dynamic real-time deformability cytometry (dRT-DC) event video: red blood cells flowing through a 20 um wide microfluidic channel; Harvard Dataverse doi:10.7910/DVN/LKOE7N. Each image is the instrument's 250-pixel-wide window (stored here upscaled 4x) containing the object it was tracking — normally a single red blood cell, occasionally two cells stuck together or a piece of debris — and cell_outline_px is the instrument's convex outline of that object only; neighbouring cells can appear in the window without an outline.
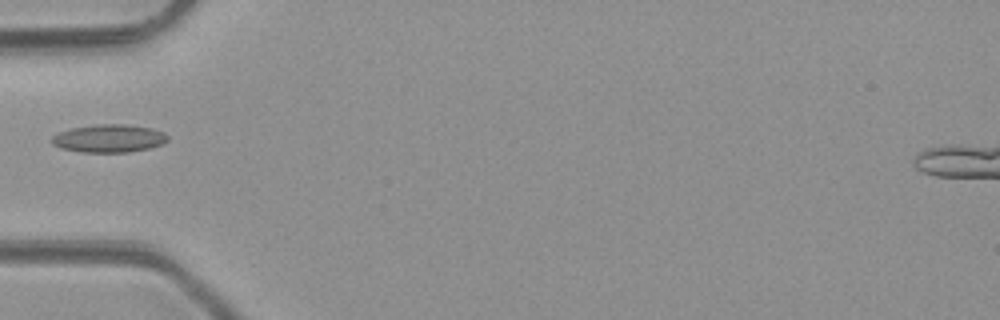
{"species": "common noctule bat (a hibernating species)", "species_latin": "Nyctalus noctula", "temperature_condition": "room temperature", "stored_images_in_passage": 6, "camera_frame_rate_fps": 3000, "um_per_image_px": 0.085, "animal": {"sex": "male", "body_mass_g": 23.1, "forearm_length_mm": 52.7}, "frame": {"image": 1, "passage_image": 5, "time_ms": 4.667, "image_size_px": [1000, 320], "cell_outline_px": [[168, 140], [164, 144], [148, 148], [128, 152], [80, 152], [60, 148], [52, 144], [52, 136], [60, 132], [72, 128], [100, 124], [124, 124], [152, 128], [164, 132], [168, 136]], "centroid_in_image_um": [9.28, 11.77], "position_along_channel_um": 75.7, "area_um2": 18.84}}
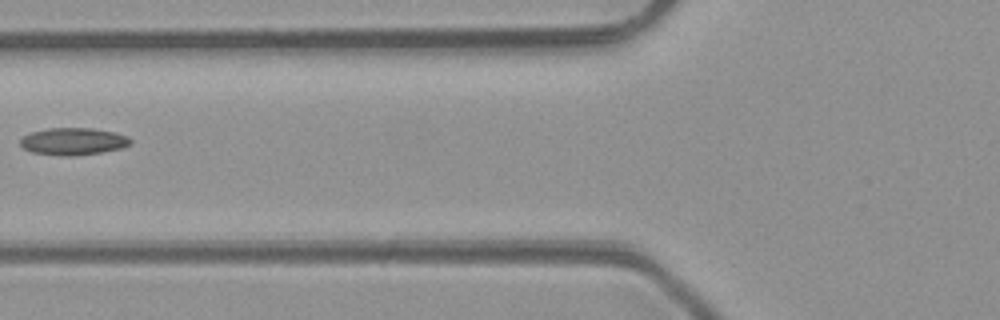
{"frame": {"image": 2, "passage_image": 6, "time_ms": 5.667, "image_size_px": [1000, 320], "cell_outline_px": [[132, 140], [128, 144], [120, 148], [100, 152], [76, 156], [60, 156], [32, 152], [24, 148], [20, 144], [20, 140], [24, 136], [32, 132], [48, 128], [92, 128], [116, 132], [128, 136]], "centroid_in_image_um": [6.22, 12.01], "position_along_channel_um": 119.6, "area_um2": 17.4}}